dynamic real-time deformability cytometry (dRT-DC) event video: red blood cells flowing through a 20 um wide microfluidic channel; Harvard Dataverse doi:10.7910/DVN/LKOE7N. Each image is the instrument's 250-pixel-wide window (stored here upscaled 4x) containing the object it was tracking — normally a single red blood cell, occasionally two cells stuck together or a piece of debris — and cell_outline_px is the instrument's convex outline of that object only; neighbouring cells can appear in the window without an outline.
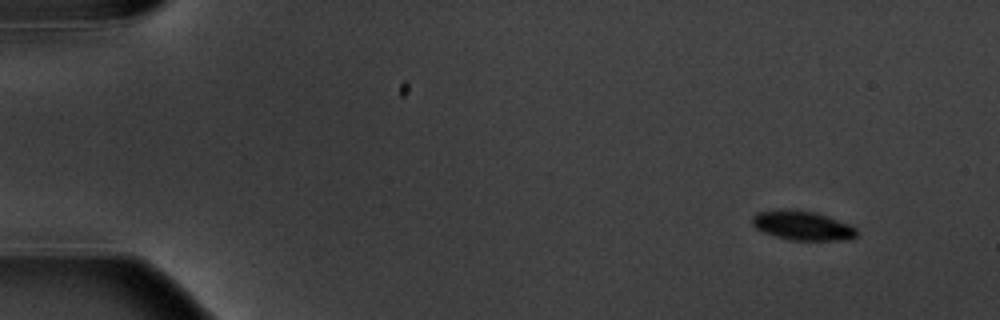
{"species": "common noctule bat (a hibernating species)", "species_latin": "Nyctalus noctula", "temperature_condition": "warm", "stored_images_in_passage": 4, "camera_frame_rate_fps": 3000, "um_per_image_px": 0.085, "animal": {"sex": "male", "body_mass_g": 20.1, "forearm_length_mm": 53.5}, "frame": {"image": 1, "passage_image": 1, "time_ms": 0.0, "image_size_px": [1000, 320], "cell_outline_px": [[856, 236], [848, 240], [788, 240], [764, 232], [756, 228], [752, 224], [752, 216], [756, 212], [780, 208], [816, 212], [848, 224], [856, 228]], "centroid_in_image_um": [68.16, 19.16], "position_along_channel_um": 16.8, "area_um2": 17.86}}
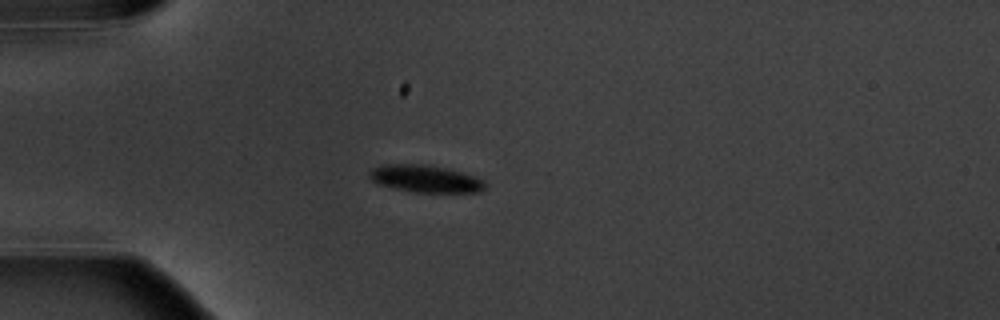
{"frame": {"image": 2, "passage_image": 4, "time_ms": 3.667, "image_size_px": [1000, 320], "cell_outline_px": [[488, 184], [480, 192], [412, 192], [376, 184], [368, 176], [368, 172], [372, 168], [380, 164], [428, 164], [476, 176], [484, 180]], "centroid_in_image_um": [36.13, 15.19], "position_along_channel_um": 48.9, "area_um2": 18.61}}